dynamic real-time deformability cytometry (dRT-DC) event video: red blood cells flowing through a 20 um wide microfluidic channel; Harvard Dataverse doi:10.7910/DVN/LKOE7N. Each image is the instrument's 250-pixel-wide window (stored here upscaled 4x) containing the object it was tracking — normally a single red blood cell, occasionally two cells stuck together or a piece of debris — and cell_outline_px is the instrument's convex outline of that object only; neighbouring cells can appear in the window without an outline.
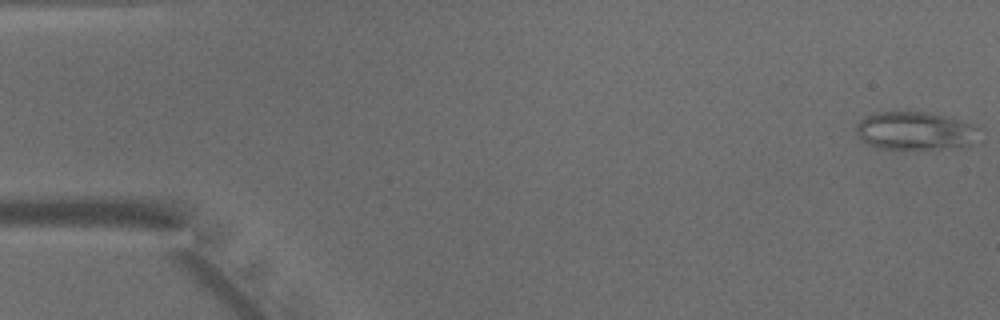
{"species": "common noctule bat (a hibernating species)", "species_latin": "Nyctalus noctula", "temperature_condition": "warm", "stored_images_in_passage": 47, "camera_frame_rate_fps": 3000, "um_per_image_px": 0.085, "animal": {"sex": "male", "body_mass_g": 15.6}, "frame": {"image": 1, "passage_image": 1, "time_ms": 0.0, "image_size_px": [1000, 320], "cell_outline_px": [[984, 140], [980, 144], [968, 148], [880, 148], [868, 144], [856, 132], [856, 124], [864, 116], [872, 112], [928, 112], [976, 124], [984, 128]], "centroid_in_image_um": [78.02, 11.13], "position_along_channel_um": 7.0, "area_um2": 28.44}}
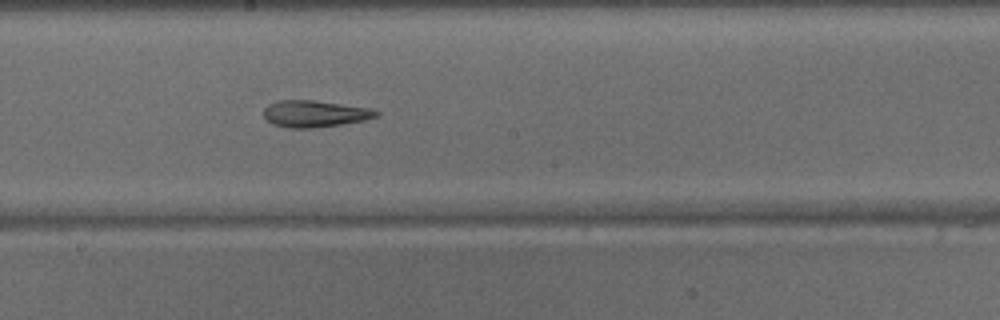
{"frame": {"image": 2, "passage_image": 26, "time_ms": 8.333, "image_size_px": [1000, 320], "cell_outline_px": [[380, 116], [364, 120], [340, 124], [312, 128], [288, 128], [272, 124], [264, 116], [264, 108], [268, 104], [280, 100], [312, 100], [368, 108], [380, 112]], "centroid_in_image_um": [26.73, 9.67], "position_along_channel_um": 221.5, "area_um2": 17.34}}
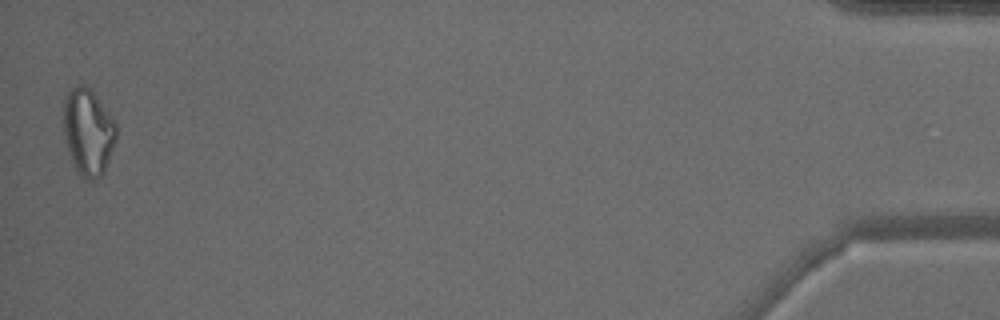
{"frame": {"image": 3, "passage_image": 47, "time_ms": 15.333, "image_size_px": [1000, 320], "cell_outline_px": [[116, 140], [104, 172], [100, 176], [92, 180], [88, 180], [80, 176], [72, 164], [64, 132], [64, 96], [72, 88], [80, 84], [84, 84], [92, 92], [116, 124]], "centroid_in_image_um": [7.48, 11.24], "position_along_channel_um": 427.7, "area_um2": 26.18}}